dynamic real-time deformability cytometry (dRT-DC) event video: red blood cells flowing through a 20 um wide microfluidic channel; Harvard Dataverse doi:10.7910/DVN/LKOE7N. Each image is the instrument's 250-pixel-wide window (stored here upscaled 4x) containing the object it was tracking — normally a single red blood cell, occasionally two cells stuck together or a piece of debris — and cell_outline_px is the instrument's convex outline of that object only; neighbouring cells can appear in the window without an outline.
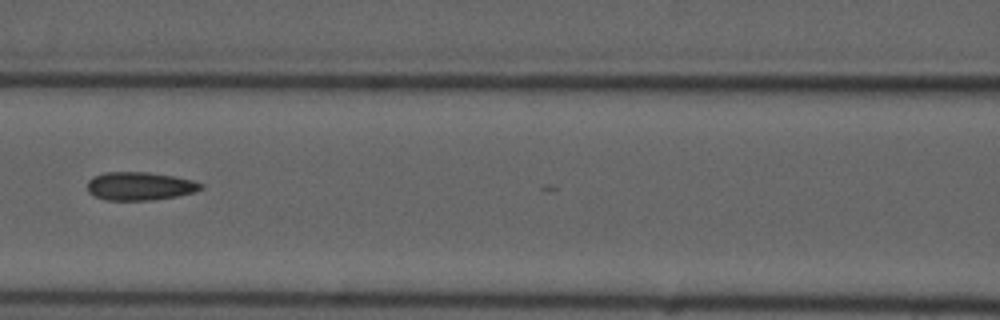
{"species": "common noctule bat (a hibernating species)", "species_latin": "Nyctalus noctula", "temperature_condition": "cold", "stored_images_in_passage": 9, "camera_frame_rate_fps": 3000, "um_per_image_px": 0.085, "animal": {"sex": "male", "forearm_length_mm": 52.5}, "frame": {"image": 1, "passage_image": 6, "time_ms": 7.0, "image_size_px": [1000, 320], "cell_outline_px": [[204, 188], [196, 192], [176, 196], [148, 200], [108, 200], [96, 196], [88, 192], [88, 180], [92, 176], [104, 172], [148, 172], [172, 176], [192, 180], [204, 184]], "centroid_in_image_um": [11.89, 15.81], "position_along_channel_um": 154.7, "area_um2": 18.67}}
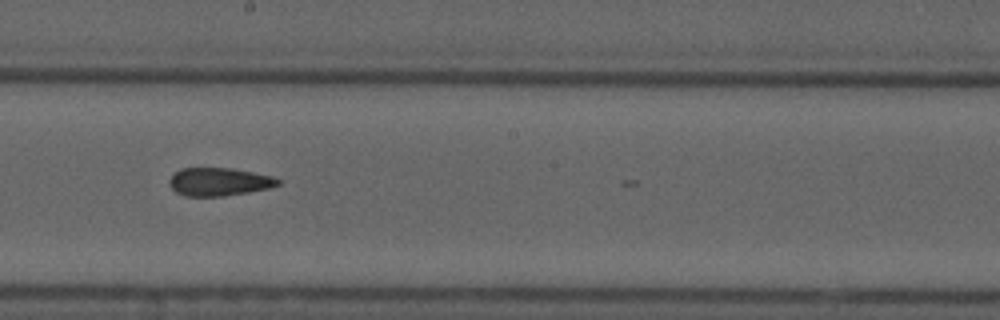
{"frame": {"image": 2, "passage_image": 8, "time_ms": 9.0, "image_size_px": [1000, 320], "cell_outline_px": [[280, 184], [268, 188], [248, 192], [224, 196], [184, 196], [176, 192], [168, 184], [168, 180], [180, 168], [232, 168], [272, 176], [280, 180]], "centroid_in_image_um": [18.59, 15.45], "position_along_channel_um": 229.6, "area_um2": 17.74}}
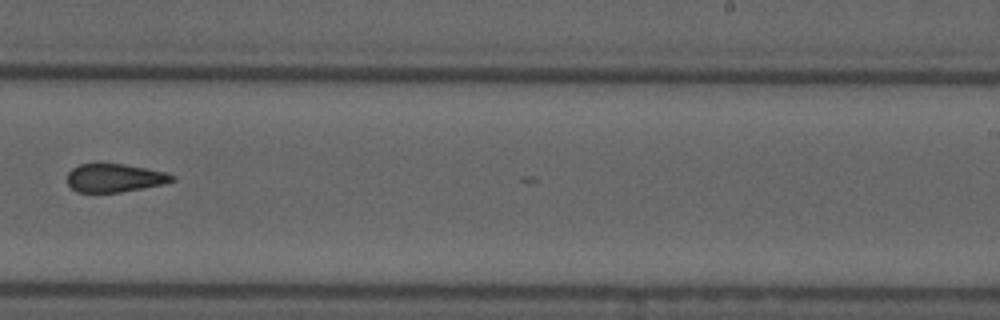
{"frame": {"image": 3, "passage_image": 9, "time_ms": 10.333, "image_size_px": [1000, 320], "cell_outline_px": [[176, 180], [164, 184], [120, 192], [76, 192], [68, 184], [68, 172], [72, 168], [80, 164], [124, 164], [164, 172], [176, 176]], "centroid_in_image_um": [9.75, 15.13], "position_along_channel_um": 279.3, "area_um2": 17.17}}